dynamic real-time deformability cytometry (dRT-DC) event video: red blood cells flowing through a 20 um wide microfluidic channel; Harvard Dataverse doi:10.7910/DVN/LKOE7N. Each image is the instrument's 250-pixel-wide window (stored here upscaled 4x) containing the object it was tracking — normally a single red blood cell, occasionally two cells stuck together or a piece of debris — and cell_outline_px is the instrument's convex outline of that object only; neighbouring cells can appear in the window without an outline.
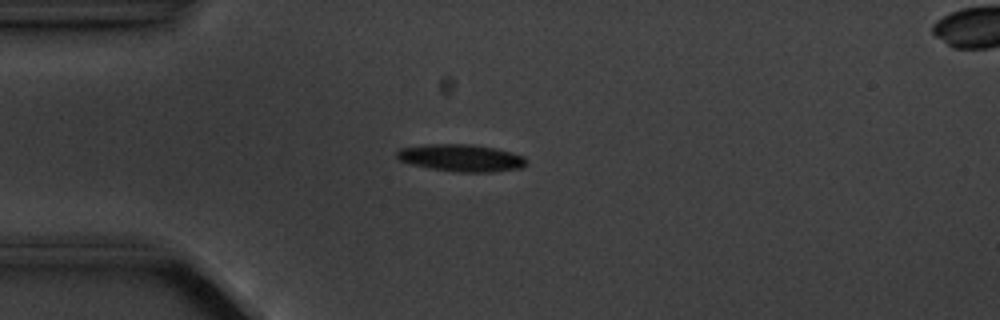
{"species": "common noctule bat (a hibernating species)", "species_latin": "Nyctalus noctula", "temperature_condition": "cold", "stored_images_in_passage": 4, "camera_frame_rate_fps": 3000, "um_per_image_px": 0.085, "animal": {"sex": "male", "body_mass_g": 20.1, "forearm_length_mm": 53.5}, "frame": {"image": 1, "passage_image": 3, "time_ms": 2.333, "image_size_px": [1000, 320], "cell_outline_px": [[528, 164], [520, 168], [492, 172], [460, 172], [428, 168], [412, 164], [400, 160], [396, 156], [396, 152], [400, 148], [424, 144], [472, 144], [496, 148], [524, 156], [528, 160]], "centroid_in_image_um": [39.22, 13.41], "position_along_channel_um": 45.8, "area_um2": 20.63}}